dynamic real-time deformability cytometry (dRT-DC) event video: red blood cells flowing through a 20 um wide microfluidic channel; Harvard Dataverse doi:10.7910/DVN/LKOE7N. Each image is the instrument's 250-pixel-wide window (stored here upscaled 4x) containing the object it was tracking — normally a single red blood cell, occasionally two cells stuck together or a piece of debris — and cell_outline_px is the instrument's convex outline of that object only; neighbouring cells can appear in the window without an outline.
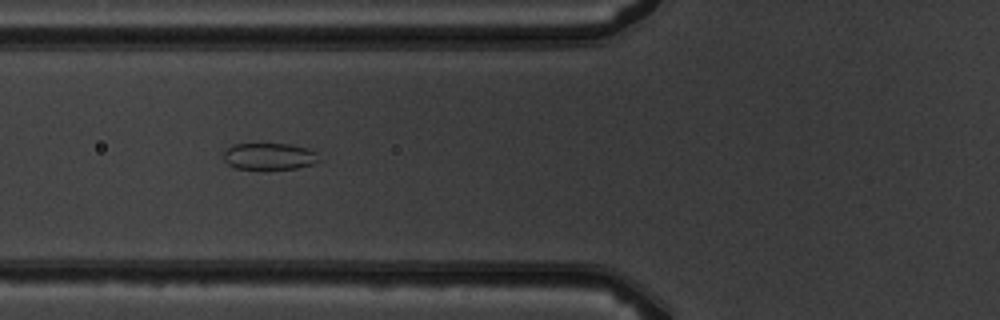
{"species": "common noctule bat (a hibernating species)", "species_latin": "Nyctalus noctula", "temperature_condition": "warm", "stored_images_in_passage": 5, "camera_frame_rate_fps": 3000, "um_per_image_px": 0.085, "animal": {"sex": "male", "body_mass_g": 19.5, "forearm_length_mm": 54.6}, "frame": {"image": 1, "passage_image": 3, "time_ms": 2.333, "image_size_px": [1000, 320], "cell_outline_px": [[320, 160], [312, 164], [296, 168], [236, 168], [228, 164], [224, 160], [224, 152], [232, 144], [288, 144], [308, 148], [316, 152]], "centroid_in_image_um": [22.89, 13.27], "position_along_channel_um": 102.9, "area_um2": 14.57}}
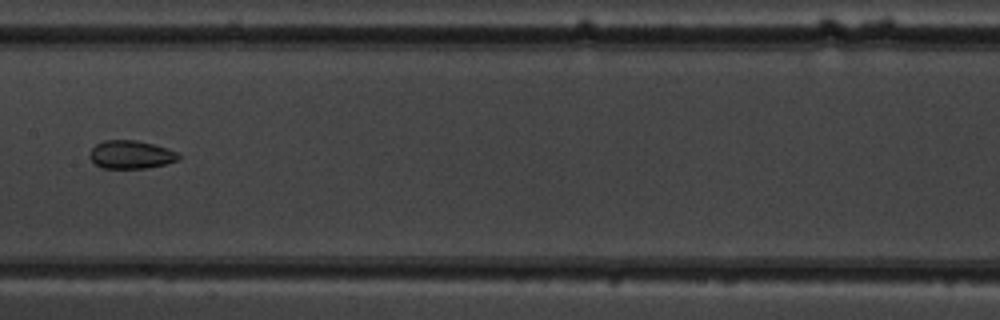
{"frame": {"image": 2, "passage_image": 5, "time_ms": 4.667, "image_size_px": [1000, 320], "cell_outline_px": [[180, 156], [176, 160], [164, 164], [148, 168], [104, 168], [96, 164], [88, 156], [92, 148], [96, 144], [104, 140], [136, 140], [168, 148], [176, 152]], "centroid_in_image_um": [11.1, 13.13], "position_along_channel_um": 196.3, "area_um2": 14.45}}